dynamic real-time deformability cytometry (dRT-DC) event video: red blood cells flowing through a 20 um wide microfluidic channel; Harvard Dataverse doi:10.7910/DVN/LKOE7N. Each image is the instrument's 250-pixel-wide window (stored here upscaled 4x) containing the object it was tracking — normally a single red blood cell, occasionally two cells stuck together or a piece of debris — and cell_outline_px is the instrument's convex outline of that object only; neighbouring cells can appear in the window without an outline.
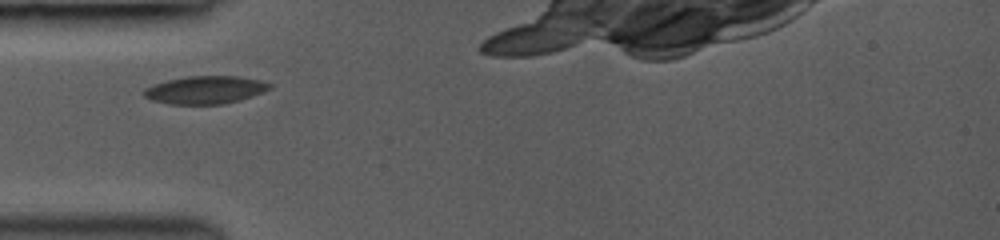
{"species": "common noctule bat (a hibernating species)", "species_latin": "Nyctalus noctula", "temperature_condition": "room temperature", "stored_images_in_passage": 3, "camera_frame_rate_fps": 3000, "um_per_image_px": 0.085, "animal": {"sex": "female", "body_mass_g": 19.0, "forearm_length_mm": 53.3}, "frame": {"image": 1, "passage_image": 1, "time_ms": 0.0, "image_size_px": [1000, 240], "cell_outline_px": [[272, 88], [252, 96], [240, 100], [224, 104], [168, 104], [152, 100], [144, 96], [144, 88], [152, 84], [168, 80], [188, 76], [240, 76], [260, 80], [272, 84]], "centroid_in_image_um": [17.45, 7.64], "position_along_channel_um": 67.5, "area_um2": 20.46}}
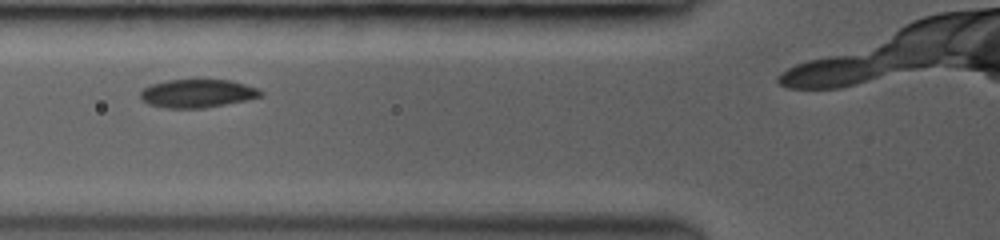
{"frame": {"image": 2, "passage_image": 2, "time_ms": 1.0, "image_size_px": [1000, 240], "cell_outline_px": [[264, 96], [248, 100], [204, 108], [164, 108], [148, 104], [140, 100], [140, 92], [144, 88], [152, 84], [168, 80], [196, 76], [232, 80], [256, 88], [264, 92]], "centroid_in_image_um": [16.79, 7.9], "position_along_channel_um": 109.0, "area_um2": 20.87}}